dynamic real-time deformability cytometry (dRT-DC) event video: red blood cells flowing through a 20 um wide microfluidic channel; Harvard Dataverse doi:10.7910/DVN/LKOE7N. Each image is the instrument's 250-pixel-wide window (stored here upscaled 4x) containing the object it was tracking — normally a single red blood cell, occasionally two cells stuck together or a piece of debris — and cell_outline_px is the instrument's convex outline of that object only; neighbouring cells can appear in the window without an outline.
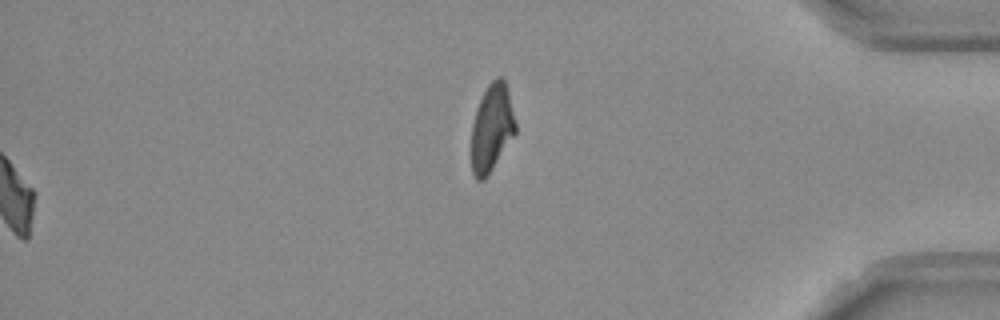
{"species": "Egyptian fruit bat (a non-hibernating species)", "species_latin": "Rousettus aegyptiacus", "temperature_condition": "room temperature", "stored_images_in_passage": 52, "segment_of_instrument_passage": [2, 2], "camera_frame_rate_fps": 3000, "um_per_image_px": 0.085, "frame": {"image": 1, "passage_image": 52, "time_ms": 17.0, "image_size_px": [1000, 320], "cell_outline_px": [[516, 132], [484, 180], [476, 180], [472, 172], [472, 124], [476, 108], [488, 84], [496, 76], [500, 76], [504, 80], [508, 88], [516, 124]], "centroid_in_image_um": [41.8, 10.84], "position_along_channel_um": 393.4, "area_um2": 22.25}}